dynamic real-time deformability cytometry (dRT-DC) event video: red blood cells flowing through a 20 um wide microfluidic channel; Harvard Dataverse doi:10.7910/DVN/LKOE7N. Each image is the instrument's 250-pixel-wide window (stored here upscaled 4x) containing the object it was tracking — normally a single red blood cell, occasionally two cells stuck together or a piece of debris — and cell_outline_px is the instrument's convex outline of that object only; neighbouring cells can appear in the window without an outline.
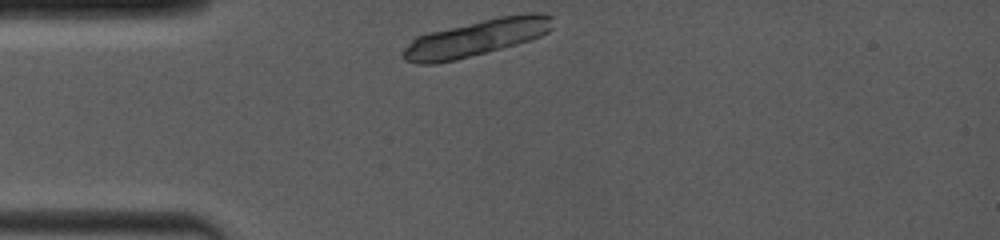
{"species": "common noctule bat (a hibernating species)", "species_latin": "Nyctalus noctula", "temperature_condition": "room temperature", "stored_images_in_passage": 5, "camera_frame_rate_fps": 4000, "um_per_image_px": 0.085, "animal": {"sex": "female", "body_mass_g": 19.0, "forearm_length_mm": 53.3}, "frame": {"image": 1, "passage_image": 1, "time_ms": 0.0, "image_size_px": [1000, 240], "cell_outline_px": [[552, 28], [548, 32], [540, 36], [516, 44], [456, 60], [436, 64], [416, 64], [404, 60], [404, 48], [416, 36], [428, 32], [500, 16], [524, 12], [540, 12], [552, 16]], "centroid_in_image_um": [40.49, 3.21], "position_along_channel_um": 44.5, "area_um2": 31.79}}